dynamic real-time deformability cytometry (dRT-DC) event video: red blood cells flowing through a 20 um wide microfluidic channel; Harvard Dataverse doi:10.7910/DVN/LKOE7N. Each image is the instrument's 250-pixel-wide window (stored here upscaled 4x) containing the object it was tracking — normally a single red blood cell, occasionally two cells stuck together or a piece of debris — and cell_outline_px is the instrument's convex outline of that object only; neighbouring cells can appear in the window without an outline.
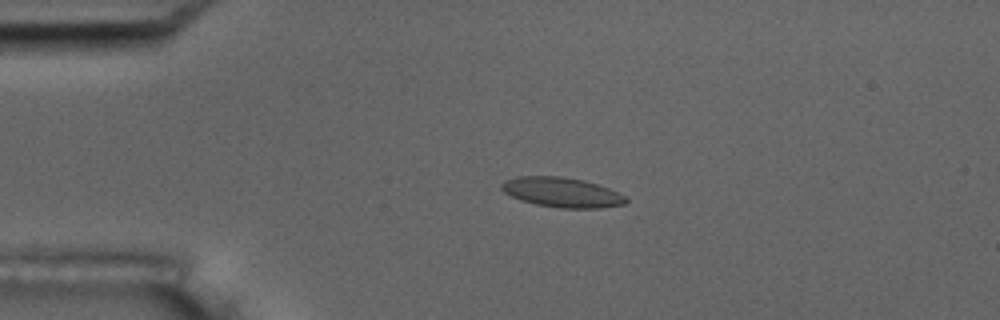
{"species": "common noctule bat (a hibernating species)", "species_latin": "Nyctalus noctula", "temperature_condition": "room temperature", "stored_images_in_passage": 48, "camera_frame_rate_fps": 3000, "um_per_image_px": 0.085, "animal": {"sex": "male", "body_mass_g": 17.5, "forearm_length_mm": 52.3}, "frame": {"image": 1, "passage_image": 6, "time_ms": 1.667, "image_size_px": [1000, 320], "cell_outline_px": [[628, 200], [624, 204], [600, 208], [560, 208], [536, 204], [520, 200], [504, 192], [500, 188], [500, 184], [504, 180], [516, 176], [560, 176], [584, 180], [608, 188], [624, 196]], "centroid_in_image_um": [47.71, 16.34], "position_along_channel_um": 37.3, "area_um2": 21.56}}
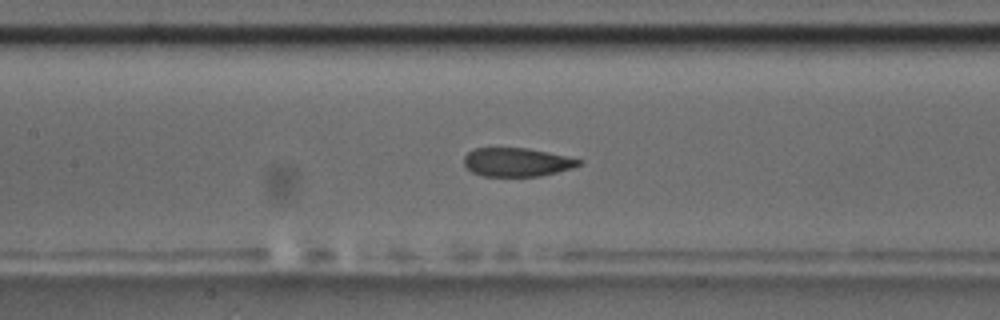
{"frame": {"image": 2, "passage_image": 19, "time_ms": 6.0, "image_size_px": [1000, 320], "cell_outline_px": [[584, 160], [580, 164], [572, 168], [540, 176], [484, 176], [472, 172], [464, 164], [464, 156], [468, 152], [476, 148], [528, 148], [548, 152]], "centroid_in_image_um": [43.93, 13.78], "position_along_channel_um": 163.5, "area_um2": 19.07}}
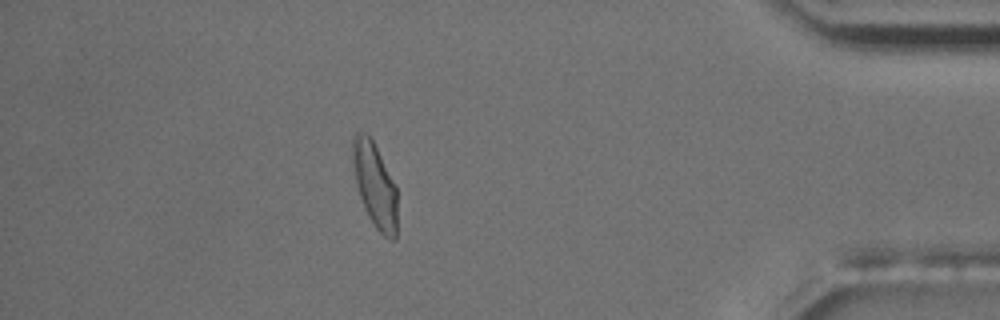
{"frame": {"image": 3, "passage_image": 42, "time_ms": 13.667, "image_size_px": [1000, 320], "cell_outline_px": [[396, 240], [392, 240], [384, 236], [376, 228], [368, 216], [360, 196], [356, 184], [352, 160], [352, 136], [356, 132], [364, 132], [372, 140], [396, 188]], "centroid_in_image_um": [31.84, 15.74], "position_along_channel_um": 403.4, "area_um2": 21.5}, "authors_computed_cell_mechanics": {"area_um2": 20.6924, "velocity_mm_per_s": 3.6963, "shape_relaxation_time_tau1_ms": 6.4902, "shape_relaxation_time_tau2_ms": 1.037, "deformation_change_tau1": 0.1507, "deformation_change_tau2": 0.0584}}